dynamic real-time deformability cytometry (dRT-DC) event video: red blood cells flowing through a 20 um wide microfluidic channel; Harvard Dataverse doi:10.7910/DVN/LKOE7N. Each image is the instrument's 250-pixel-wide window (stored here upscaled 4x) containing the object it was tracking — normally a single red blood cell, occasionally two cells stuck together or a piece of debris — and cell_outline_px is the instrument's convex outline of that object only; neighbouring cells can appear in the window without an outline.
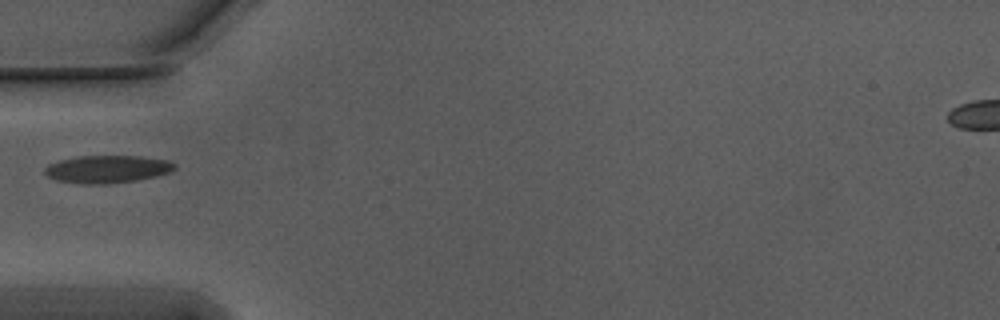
{"species": "Egyptian fruit bat (a non-hibernating species)", "species_latin": "Rousettus aegyptiacus", "temperature_condition": "warm", "stored_images_in_passage": 12, "camera_frame_rate_fps": 3000, "um_per_image_px": 0.085, "animal": {"sex": "male"}, "frame": {"image": 1, "passage_image": 1, "time_ms": 0.0, "image_size_px": [1000, 320], "cell_outline_px": [[176, 168], [168, 172], [156, 176], [136, 180], [108, 184], [84, 184], [56, 180], [48, 176], [44, 172], [44, 168], [48, 164], [60, 160], [80, 156], [140, 156], [168, 160], [176, 164]], "centroid_in_image_um": [9.11, 14.37], "position_along_channel_um": 75.9, "area_um2": 20.87}}